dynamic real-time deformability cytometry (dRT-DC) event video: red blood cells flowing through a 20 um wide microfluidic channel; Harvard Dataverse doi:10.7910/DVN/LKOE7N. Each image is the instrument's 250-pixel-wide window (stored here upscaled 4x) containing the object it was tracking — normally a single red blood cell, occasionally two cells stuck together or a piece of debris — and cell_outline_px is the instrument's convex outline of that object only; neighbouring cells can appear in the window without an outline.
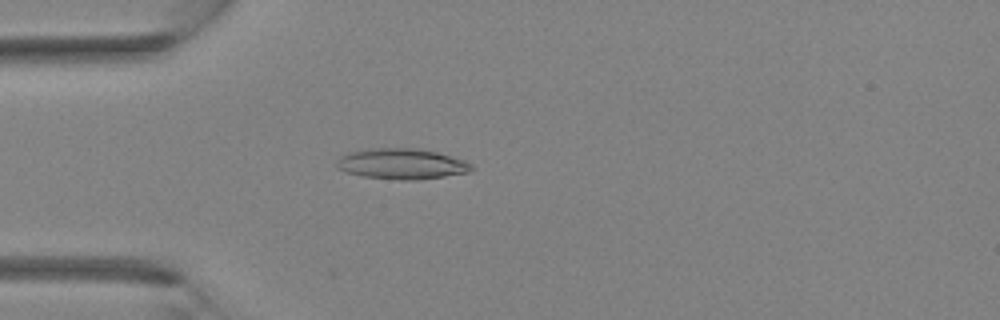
{"species": "Egyptian fruit bat (a non-hibernating species)", "species_latin": "Rousettus aegyptiacus", "temperature_condition": "room temperature", "stored_images_in_passage": 3, "camera_frame_rate_fps": 3000, "um_per_image_px": 0.085, "animal": {"sex": "female"}, "frame": {"image": 1, "passage_image": 3, "time_ms": 2.333, "image_size_px": [1000, 320], "cell_outline_px": [[476, 168], [468, 172], [444, 176], [416, 180], [400, 180], [364, 176], [344, 172], [336, 168], [336, 160], [340, 156], [348, 152], [372, 148], [420, 148], [436, 152], [464, 160], [472, 164]], "centroid_in_image_um": [34.12, 13.92], "position_along_channel_um": 50.9, "area_um2": 24.22}}